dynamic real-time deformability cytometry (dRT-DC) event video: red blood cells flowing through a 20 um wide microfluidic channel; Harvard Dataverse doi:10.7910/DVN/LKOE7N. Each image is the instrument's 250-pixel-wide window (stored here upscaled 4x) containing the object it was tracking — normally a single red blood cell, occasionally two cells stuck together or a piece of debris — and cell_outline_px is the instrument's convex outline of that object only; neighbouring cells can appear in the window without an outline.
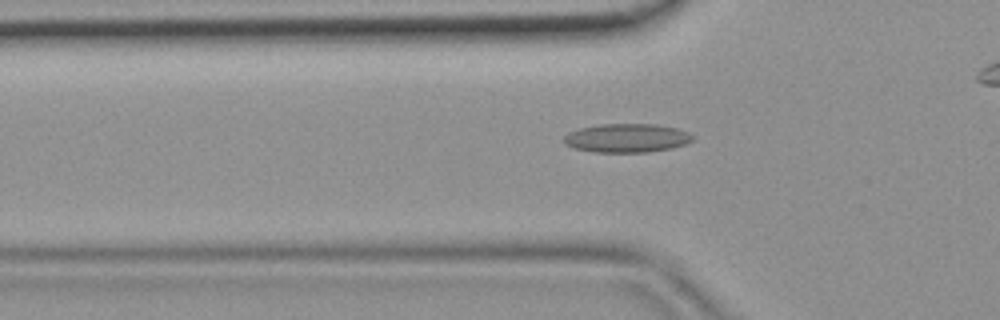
{"species": "common noctule bat (a hibernating species)", "species_latin": "Nyctalus noctula", "temperature_condition": "room temperature", "stored_images_in_passage": 29, "camera_frame_rate_fps": 3000, "um_per_image_px": 0.085, "animal": {"sex": "female", "body_mass_g": 19.9}, "frame": {"image": 1, "passage_image": 6, "time_ms": 1.667, "image_size_px": [1000, 320], "cell_outline_px": [[692, 140], [688, 144], [672, 148], [648, 152], [592, 152], [572, 148], [564, 144], [564, 136], [568, 132], [580, 128], [600, 124], [656, 124], [676, 128], [688, 132], [692, 136]], "centroid_in_image_um": [53.26, 11.74], "position_along_channel_um": 72.5, "area_um2": 21.73}}
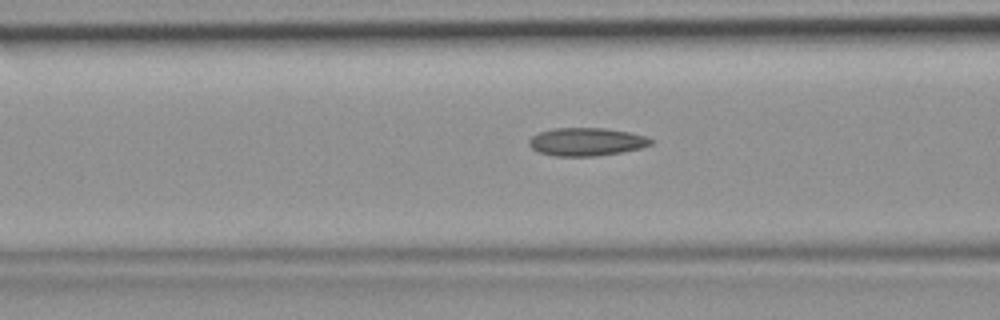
{"frame": {"image": 2, "passage_image": 9, "time_ms": 2.667, "image_size_px": [1000, 320], "cell_outline_px": [[656, 140], [652, 144], [640, 148], [620, 152], [596, 156], [556, 156], [536, 152], [528, 144], [528, 140], [532, 136], [540, 132], [552, 128], [604, 128], [628, 132], [644, 136]], "centroid_in_image_um": [49.82, 12.05], "position_along_channel_um": 116.8, "area_um2": 19.94}}
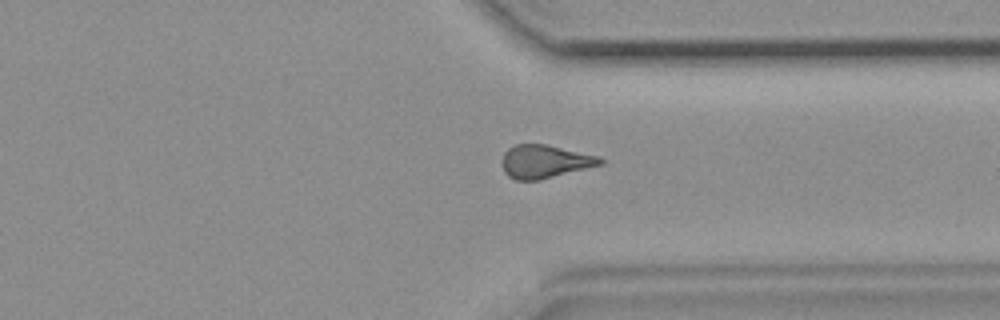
{"frame": {"image": 3, "passage_image": 26, "time_ms": 8.333, "image_size_px": [1000, 320], "cell_outline_px": [[604, 164], [540, 180], [516, 180], [508, 176], [504, 172], [504, 152], [508, 148], [516, 144], [544, 144], [600, 156], [604, 160]], "centroid_in_image_um": [46.35, 13.73], "position_along_channel_um": 365.1, "area_um2": 18.9}}